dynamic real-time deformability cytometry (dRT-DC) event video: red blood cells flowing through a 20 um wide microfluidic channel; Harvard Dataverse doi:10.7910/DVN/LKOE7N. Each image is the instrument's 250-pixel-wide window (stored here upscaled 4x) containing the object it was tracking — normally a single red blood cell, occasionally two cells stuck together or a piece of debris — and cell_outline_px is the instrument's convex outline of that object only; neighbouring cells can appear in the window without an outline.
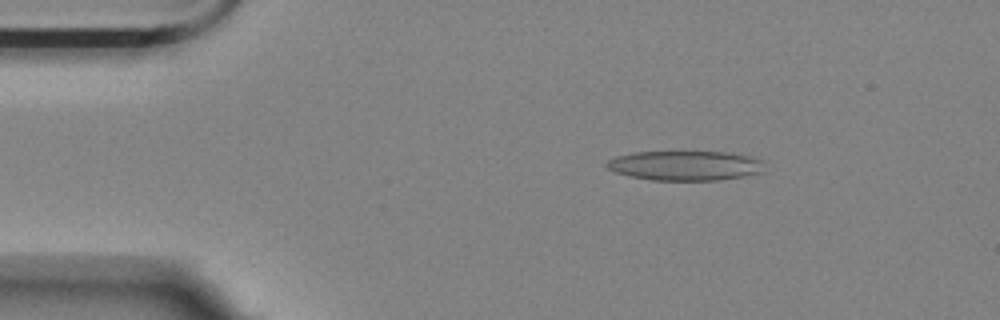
{"species": "Egyptian fruit bat (a non-hibernating species)", "species_latin": "Rousettus aegyptiacus", "temperature_condition": "room temperature", "stored_images_in_passage": 54, "camera_frame_rate_fps": 3000, "um_per_image_px": 0.085, "animal": {"sex": "female"}, "frame": {"image": 1, "passage_image": 7, "time_ms": 2.0, "image_size_px": [1000, 320], "cell_outline_px": [[760, 172], [740, 176], [716, 180], [652, 180], [632, 176], [616, 172], [608, 168], [604, 164], [608, 160], [616, 156], [632, 152], [728, 152], [748, 156], [760, 160]], "centroid_in_image_um": [58.14, 14.06], "position_along_channel_um": 26.9, "area_um2": 26.7}}
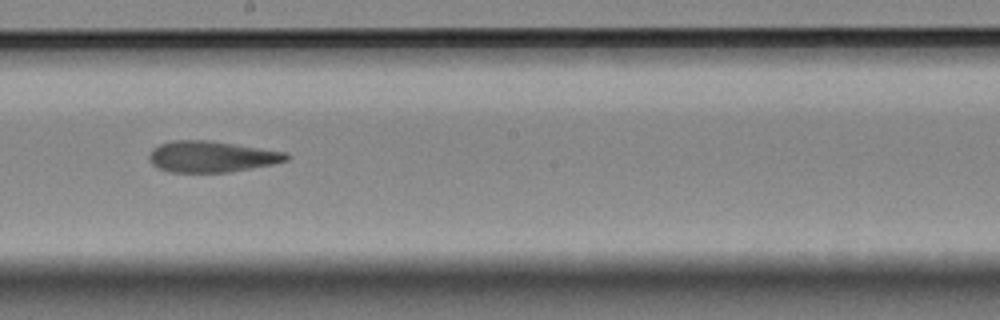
{"frame": {"image": 2, "passage_image": 29, "time_ms": 9.333, "image_size_px": [1000, 320], "cell_outline_px": [[292, 156], [288, 160], [272, 164], [228, 172], [172, 172], [160, 168], [152, 164], [148, 160], [148, 156], [152, 148], [160, 144], [172, 140], [208, 140], [288, 152]], "centroid_in_image_um": [17.99, 13.3], "position_along_channel_um": 230.2, "area_um2": 24.91}}
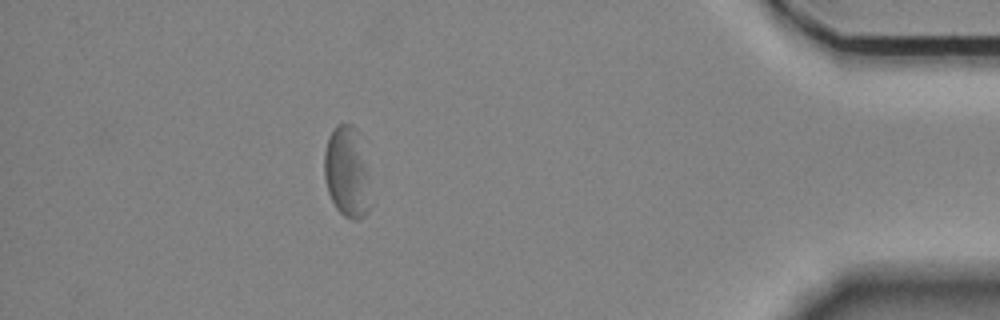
{"frame": {"image": 3, "passage_image": 48, "time_ms": 15.667, "image_size_px": [1000, 320], "cell_outline_px": [[368, 212], [364, 216], [356, 220], [352, 220], [344, 216], [336, 208], [328, 192], [324, 180], [324, 152], [328, 136], [332, 128], [336, 124], [352, 124], [360, 132], [368, 208]], "centroid_in_image_um": [29.4, 14.57], "position_along_channel_um": 405.8, "area_um2": 23.76}, "authors_computed_cell_mechanics": {"area_um2": 25.2875, "velocity_mm_per_s": 3.5164, "shape_relaxation_time_tau1_ms": null, "shape_relaxation_time_tau2_ms": 3.7645, "deformation_change_tau1": null, "deformation_change_tau2": 0.1168}}